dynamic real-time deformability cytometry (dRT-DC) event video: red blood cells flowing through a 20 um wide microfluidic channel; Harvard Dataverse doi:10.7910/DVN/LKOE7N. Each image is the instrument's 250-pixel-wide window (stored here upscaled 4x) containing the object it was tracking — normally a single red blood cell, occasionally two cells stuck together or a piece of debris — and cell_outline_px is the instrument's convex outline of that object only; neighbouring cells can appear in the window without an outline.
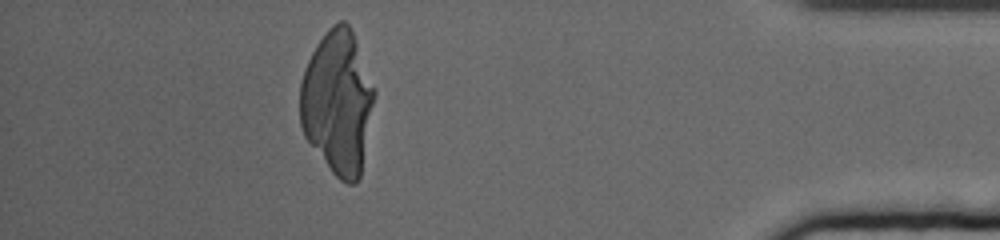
{"species": "human", "species_latin": "Homo sapiens", "temperature_condition": "cold", "stored_images_in_passage": 64, "camera_frame_rate_fps": 3000, "um_per_image_px": 0.085, "donor": {"sex": "female"}, "frame": {"image": 1, "passage_image": 58, "time_ms": 19.0, "image_size_px": [1000, 240], "cell_outline_px": [[376, 92], [360, 176], [356, 184], [348, 184], [340, 180], [332, 172], [304, 136], [300, 124], [300, 84], [304, 68], [316, 44], [328, 28], [332, 24], [340, 20], [344, 20], [348, 24], [356, 40]], "centroid_in_image_um": [28.69, 8.68], "position_along_channel_um": 406.5, "area_um2": 62.14}}